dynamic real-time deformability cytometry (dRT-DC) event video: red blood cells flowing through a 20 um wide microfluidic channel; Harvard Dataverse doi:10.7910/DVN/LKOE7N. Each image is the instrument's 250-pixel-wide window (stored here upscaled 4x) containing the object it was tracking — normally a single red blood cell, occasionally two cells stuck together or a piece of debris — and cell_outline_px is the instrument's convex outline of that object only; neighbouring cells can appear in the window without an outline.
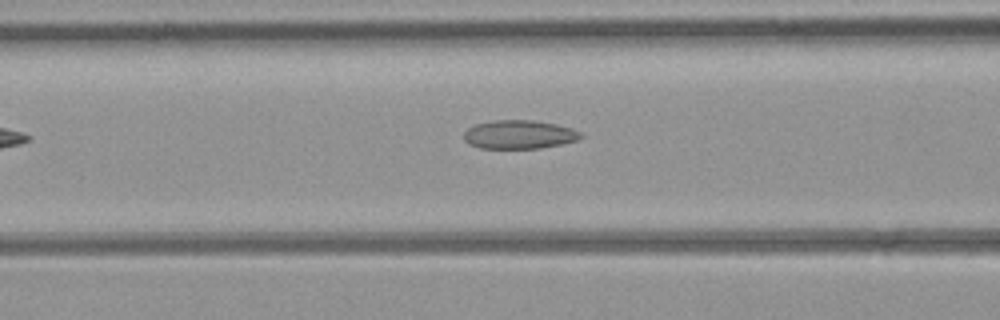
{"species": "common noctule bat (a hibernating species)", "species_latin": "Nyctalus noctula", "temperature_condition": "room temperature", "stored_images_in_passage": 26, "camera_frame_rate_fps": 3000, "um_per_image_px": 0.085, "animal": {"sex": "female", "body_mass_g": 21.9}, "frame": {"image": 1, "passage_image": 6, "time_ms": 1.667, "image_size_px": [1000, 320], "cell_outline_px": [[584, 136], [576, 140], [560, 144], [540, 148], [480, 148], [468, 144], [464, 140], [464, 132], [468, 128], [476, 124], [496, 120], [532, 120], [556, 124], [572, 128], [580, 132]], "centroid_in_image_um": [44.12, 11.43], "position_along_channel_um": 122.5, "area_um2": 19.42}}
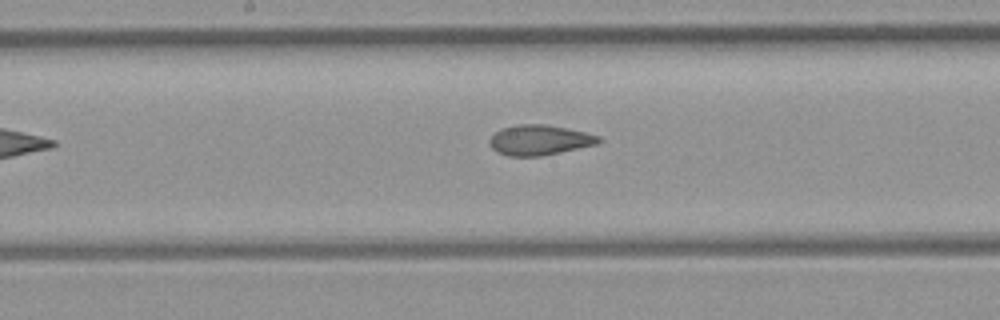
{"frame": {"image": 2, "passage_image": 12, "time_ms": 3.667, "image_size_px": [1000, 320], "cell_outline_px": [[600, 140], [596, 144], [560, 152], [540, 156], [508, 156], [492, 148], [488, 144], [488, 140], [500, 128], [516, 124], [544, 124], [584, 132], [600, 136]], "centroid_in_image_um": [45.8, 11.9], "position_along_channel_um": 202.4, "area_um2": 18.96}}
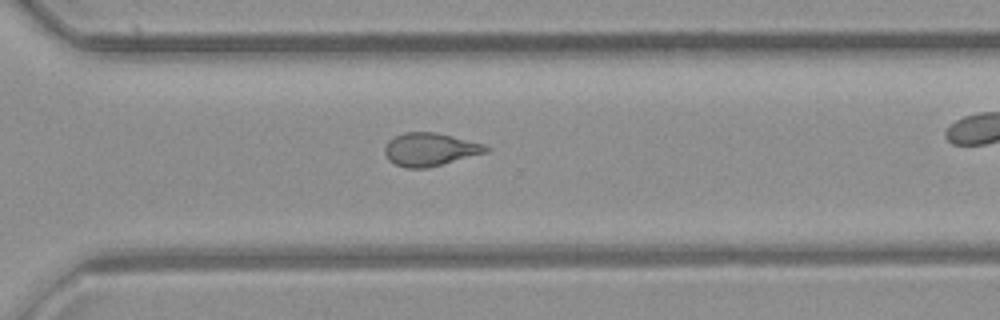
{"frame": {"image": 3, "passage_image": 22, "time_ms": 7.0, "image_size_px": [1000, 320], "cell_outline_px": [[488, 152], [428, 168], [408, 168], [396, 164], [388, 160], [384, 152], [384, 148], [388, 140], [404, 132], [436, 132], [484, 144], [488, 148]], "centroid_in_image_um": [36.53, 12.7], "position_along_channel_um": 334.1, "area_um2": 19.42}}